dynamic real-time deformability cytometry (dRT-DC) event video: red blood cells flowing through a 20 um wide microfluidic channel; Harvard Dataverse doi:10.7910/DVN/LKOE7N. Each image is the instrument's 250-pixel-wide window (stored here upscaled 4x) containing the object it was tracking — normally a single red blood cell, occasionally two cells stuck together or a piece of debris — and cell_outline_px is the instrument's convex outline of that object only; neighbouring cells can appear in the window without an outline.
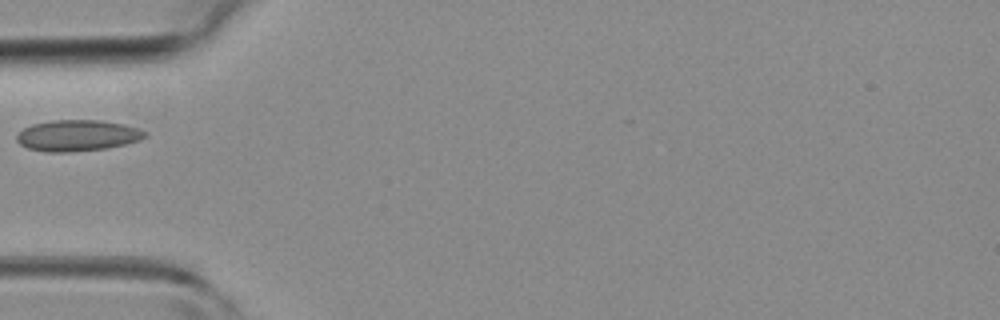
{"species": "common noctule bat (a hibernating species)", "species_latin": "Nyctalus noctula", "temperature_condition": "room temperature", "stored_images_in_passage": 3, "camera_frame_rate_fps": 3000, "um_per_image_px": 0.085, "animal": {"sex": "female", "body_mass_g": 19.3, "forearm_length_mm": 54.1}, "frame": {"image": 1, "passage_image": 3, "time_ms": 3.0, "image_size_px": [1000, 320], "cell_outline_px": [[148, 136], [140, 140], [124, 144], [104, 148], [68, 152], [44, 152], [28, 148], [20, 144], [16, 140], [16, 136], [24, 128], [32, 124], [52, 120], [100, 120], [124, 124], [148, 132]], "centroid_in_image_um": [6.58, 11.51], "position_along_channel_um": 78.4, "area_um2": 23.24}}